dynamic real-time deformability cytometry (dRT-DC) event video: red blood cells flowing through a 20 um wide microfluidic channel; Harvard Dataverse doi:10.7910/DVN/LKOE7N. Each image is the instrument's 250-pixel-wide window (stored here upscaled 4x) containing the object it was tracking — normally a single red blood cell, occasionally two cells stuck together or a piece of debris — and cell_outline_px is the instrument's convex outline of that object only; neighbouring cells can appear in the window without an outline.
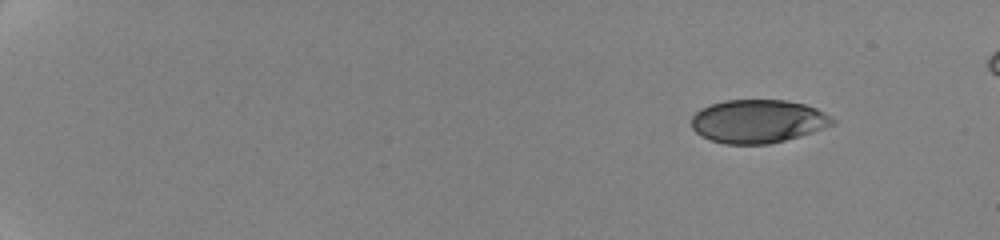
{"species": "human", "species_latin": "Homo sapiens", "temperature_condition": "cold", "stored_images_in_passage": 20, "camera_frame_rate_fps": 3000, "um_per_image_px": 0.085, "donor": {"sex": "female"}, "frame": {"image": 1, "passage_image": 1, "time_ms": 0.0, "image_size_px": [1000, 240], "cell_outline_px": [[836, 124], [800, 136], [768, 144], [724, 144], [700, 136], [692, 128], [692, 116], [700, 108], [724, 100], [788, 100], [804, 104], [816, 108], [824, 112], [836, 120]], "centroid_in_image_um": [64.43, 10.3], "position_along_channel_um": 20.6, "area_um2": 35.72}}
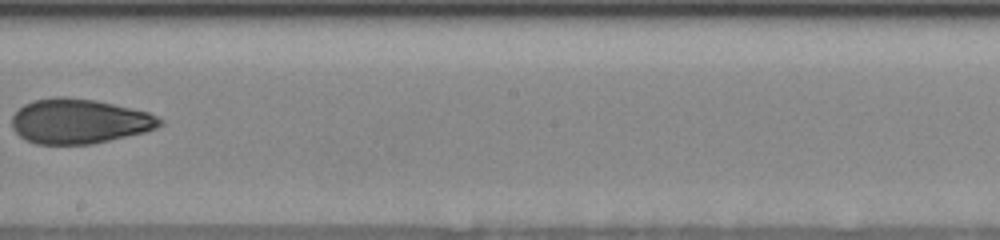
{"frame": {"image": 2, "passage_image": 13, "time_ms": 10.667, "image_size_px": [1000, 240], "cell_outline_px": [[164, 124], [156, 128], [144, 132], [92, 144], [36, 144], [20, 136], [12, 128], [12, 116], [24, 104], [36, 100], [56, 96], [64, 96], [96, 100], [148, 112], [164, 120]], "centroid_in_image_um": [6.74, 10.3], "position_along_channel_um": 241.5, "area_um2": 38.49}}
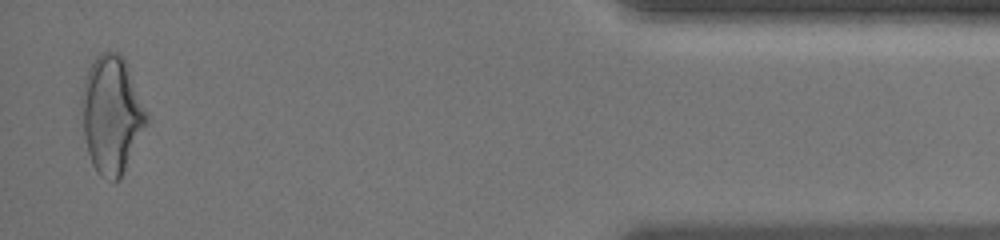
{"frame": {"image": 3, "passage_image": 20, "time_ms": 17.333, "image_size_px": [1000, 240], "cell_outline_px": [[148, 124], [120, 176], [116, 180], [112, 180], [100, 176], [96, 172], [92, 164], [88, 152], [84, 136], [80, 100], [80, 92], [88, 68], [96, 56], [100, 52], [108, 48], [124, 56], [128, 64], [148, 116]], "centroid_in_image_um": [9.47, 9.66], "position_along_channel_um": 425.7, "area_um2": 44.74}, "authors_computed_cell_mechanics": {"area_um2": 38.6971, "velocity_mm_per_s": 3.5382, "shape_relaxation_time_tau1_ms": 5.2651, "shape_relaxation_time_tau2_ms": 2.9807, "deformation_change_tau1": 0.1456, "deformation_change_tau2": 0.0829}}